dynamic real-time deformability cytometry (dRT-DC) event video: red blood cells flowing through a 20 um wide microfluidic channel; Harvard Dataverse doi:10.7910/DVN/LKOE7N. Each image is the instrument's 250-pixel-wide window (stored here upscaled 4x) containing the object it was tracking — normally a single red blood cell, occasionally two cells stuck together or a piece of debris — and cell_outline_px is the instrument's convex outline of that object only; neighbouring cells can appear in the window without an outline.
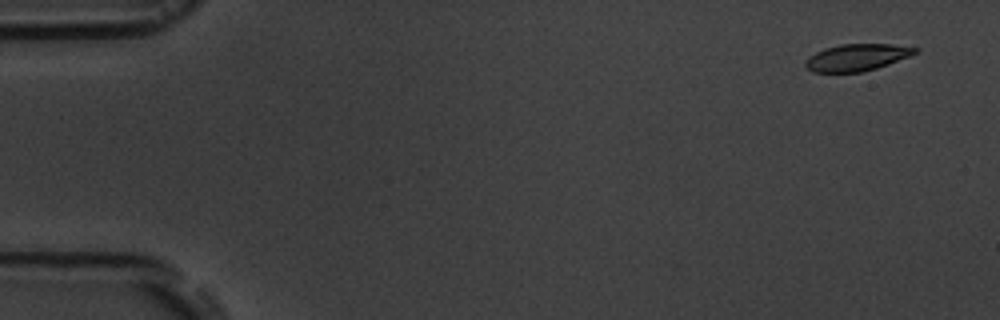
{"species": "common noctule bat (a hibernating species)", "species_latin": "Nyctalus noctula", "temperature_condition": "room temperature", "stored_images_in_passage": 4, "camera_frame_rate_fps": 3000, "um_per_image_px": 0.085, "animal": {"sex": "male", "body_mass_g": 19.5, "forearm_length_mm": 54.6}, "frame": {"image": 1, "passage_image": 1, "time_ms": 0.0, "image_size_px": [1000, 320], "cell_outline_px": [[920, 48], [916, 52], [908, 56], [888, 64], [876, 68], [860, 72], [812, 72], [804, 64], [808, 56], [824, 48], [840, 44], [892, 44]], "centroid_in_image_um": [72.8, 4.87], "position_along_channel_um": 12.2, "area_um2": 17.05}}